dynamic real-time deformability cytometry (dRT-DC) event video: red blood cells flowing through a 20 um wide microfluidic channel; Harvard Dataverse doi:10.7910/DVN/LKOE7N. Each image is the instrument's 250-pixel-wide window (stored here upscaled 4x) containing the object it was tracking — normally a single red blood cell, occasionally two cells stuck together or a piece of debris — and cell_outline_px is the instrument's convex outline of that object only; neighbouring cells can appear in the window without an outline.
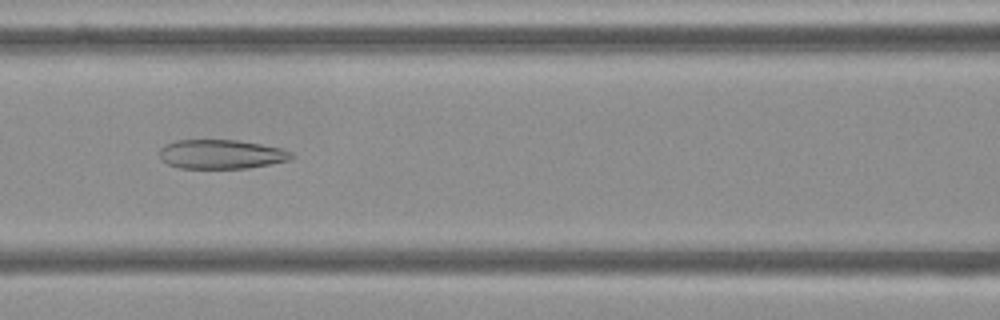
{"species": "Egyptian fruit bat (a non-hibernating species)", "species_latin": "Rousettus aegyptiacus", "temperature_condition": "cold", "stored_images_in_passage": 46, "camera_frame_rate_fps": 3000, "um_per_image_px": 0.085, "frame": {"image": 1, "passage_image": 15, "time_ms": 4.667, "image_size_px": [1000, 320], "cell_outline_px": [[292, 156], [288, 160], [248, 168], [180, 168], [168, 164], [160, 160], [160, 148], [164, 144], [176, 140], [236, 140], [260, 144], [280, 148], [292, 152]], "centroid_in_image_um": [18.74, 13.11], "position_along_channel_um": 147.9, "area_um2": 22.31}}
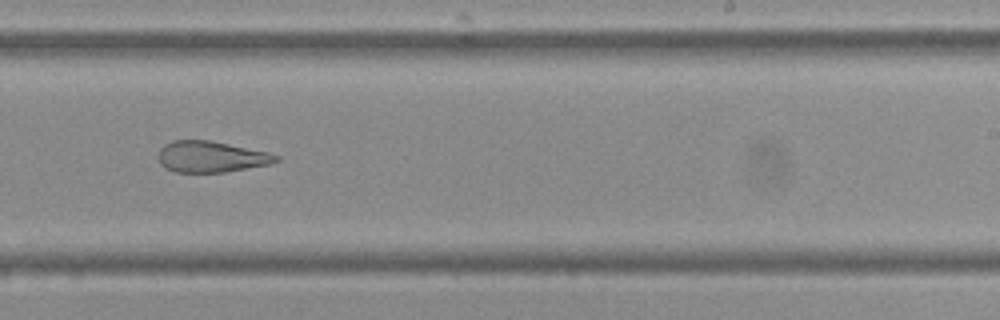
{"frame": {"image": 2, "passage_image": 25, "time_ms": 8.0, "image_size_px": [1000, 320], "cell_outline_px": [[280, 160], [272, 164], [224, 172], [176, 172], [164, 168], [160, 164], [156, 156], [160, 148], [164, 144], [172, 140], [208, 140], [268, 152], [280, 156]], "centroid_in_image_um": [17.91, 13.32], "position_along_channel_um": 271.1, "area_um2": 21.56}}
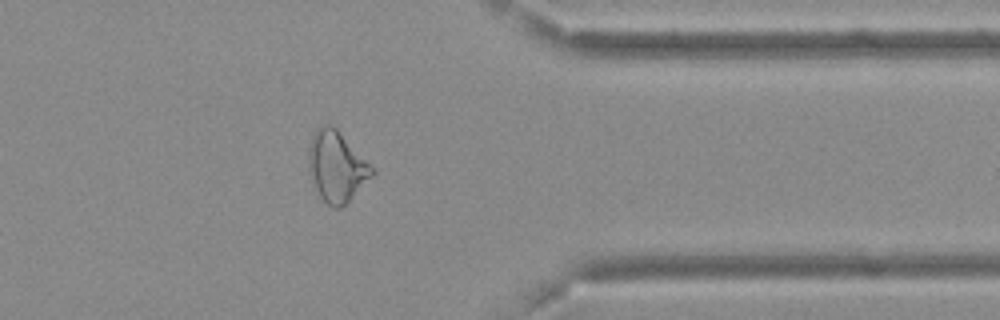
{"frame": {"image": 3, "passage_image": 35, "time_ms": 11.333, "image_size_px": [1000, 320], "cell_outline_px": [[376, 172], [340, 208], [336, 208], [328, 204], [320, 196], [316, 188], [308, 164], [308, 148], [312, 136], [316, 128], [320, 124], [332, 124], [376, 168]], "centroid_in_image_um": [28.62, 14.09], "position_along_channel_um": 382.8, "area_um2": 25.89}, "authors_computed_cell_mechanics": {"area_um2": 25.5765, "velocity_mm_per_s": 3.702, "shape_relaxation_time_tau1_ms": null, "shape_relaxation_time_tau2_ms": 3.1598, "deformation_change_tau1": null, "deformation_change_tau2": 0.1296}}